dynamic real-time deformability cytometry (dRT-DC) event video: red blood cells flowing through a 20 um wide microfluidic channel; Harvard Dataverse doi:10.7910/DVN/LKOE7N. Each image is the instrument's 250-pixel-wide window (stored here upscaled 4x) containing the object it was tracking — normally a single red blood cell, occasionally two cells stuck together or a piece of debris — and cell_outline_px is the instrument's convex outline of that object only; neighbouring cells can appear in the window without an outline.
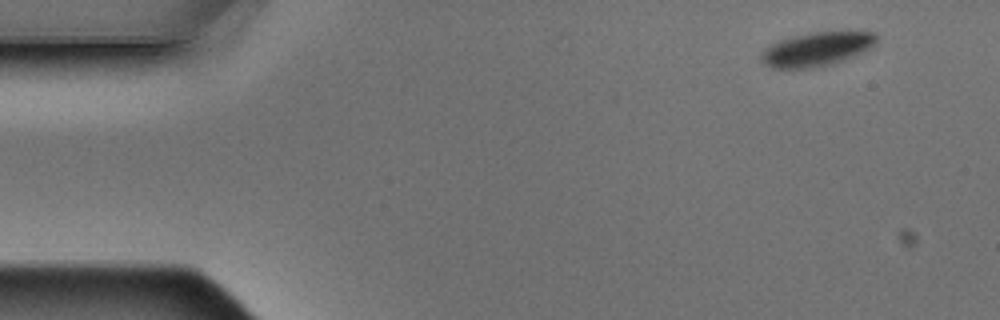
{"species": "Egyptian fruit bat (a non-hibernating species)", "species_latin": "Rousettus aegyptiacus", "temperature_condition": "warm", "stored_images_in_passage": 4, "camera_frame_rate_fps": 3000, "um_per_image_px": 0.085, "animal": {"sex": "male"}, "frame": {"image": 1, "passage_image": 1, "time_ms": 0.0, "image_size_px": [1000, 320], "cell_outline_px": [[876, 40], [868, 48], [860, 52], [840, 60], [828, 64], [812, 68], [772, 68], [764, 64], [760, 60], [760, 56], [764, 48], [780, 40], [796, 36], [816, 32], [876, 32]], "centroid_in_image_um": [69.33, 4.18], "position_along_channel_um": 15.7, "area_um2": 22.02}}